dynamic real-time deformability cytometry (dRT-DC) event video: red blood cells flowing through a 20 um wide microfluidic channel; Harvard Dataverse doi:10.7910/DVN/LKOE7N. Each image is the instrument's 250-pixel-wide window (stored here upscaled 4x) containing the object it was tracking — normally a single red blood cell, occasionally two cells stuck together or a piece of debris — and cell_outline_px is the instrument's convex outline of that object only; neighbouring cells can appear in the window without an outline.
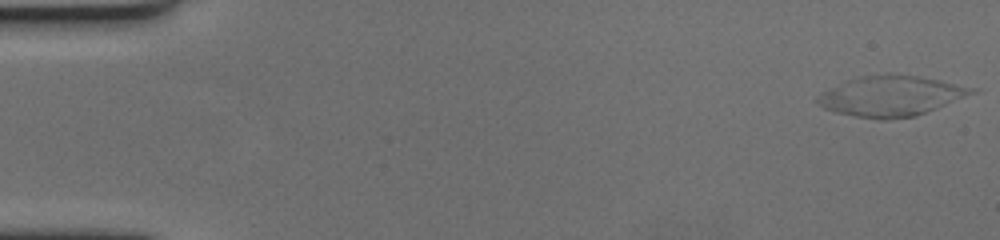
{"species": "human", "species_latin": "Homo sapiens", "temperature_condition": "cold", "stored_images_in_passage": 59, "camera_frame_rate_fps": 3000, "um_per_image_px": 0.085, "donor": {"sex": "female"}, "frame": {"image": 1, "passage_image": 1, "time_ms": 0.0, "image_size_px": [1000, 240], "cell_outline_px": [[976, 92], [916, 116], [888, 120], [880, 120], [856, 116], [836, 112], [824, 108], [816, 104], [816, 96], [820, 92], [844, 80], [856, 76], [888, 72], [920, 76], [940, 80], [976, 88]], "centroid_in_image_um": [75.66, 8.13], "position_along_channel_um": 9.3, "area_um2": 36.76}}
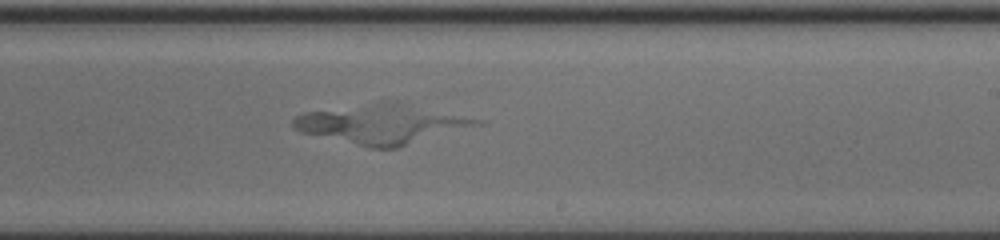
{"frame": {"image": 2, "passage_image": 36, "time_ms": 11.667, "image_size_px": [1000, 240], "cell_outline_px": [[484, 124], [396, 148], [368, 148], [300, 132], [292, 128], [292, 120], [296, 116], [304, 112], [376, 100], [396, 100], [484, 120]], "centroid_in_image_um": [32.44, 10.51], "position_along_channel_um": 256.6, "area_um2": 43.18}}
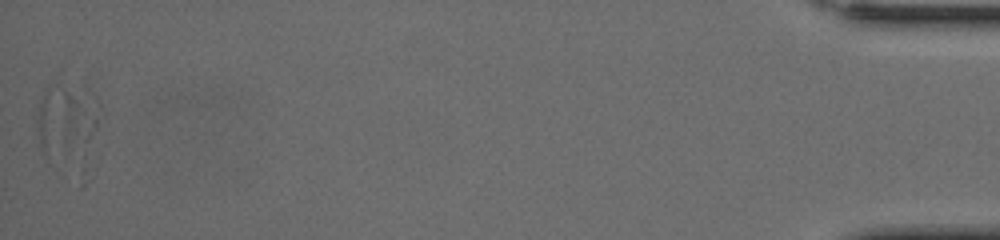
{"frame": {"image": 3, "passage_image": 59, "time_ms": 19.333, "image_size_px": [1000, 240], "cell_outline_px": [[104, 120], [92, 136], [88, 140], [44, 152], [40, 144], [36, 120], [36, 116], [40, 100], [44, 88], [48, 84], [84, 80], [96, 92], [100, 100], [104, 112]], "centroid_in_image_um": [5.78, 9.73], "position_along_channel_um": 429.4, "area_um2": 26.65}}